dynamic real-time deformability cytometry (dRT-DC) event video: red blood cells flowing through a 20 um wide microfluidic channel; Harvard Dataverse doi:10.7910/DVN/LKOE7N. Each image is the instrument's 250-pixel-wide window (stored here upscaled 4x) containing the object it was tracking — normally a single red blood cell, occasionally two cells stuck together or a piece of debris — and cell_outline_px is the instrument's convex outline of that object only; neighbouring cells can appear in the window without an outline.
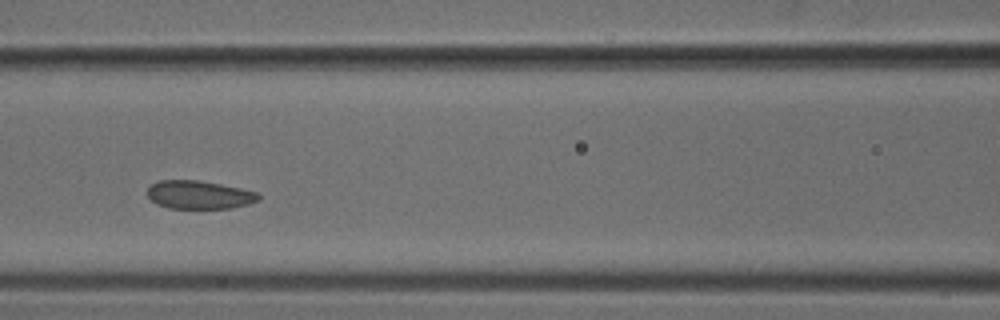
{"species": "common noctule bat (a hibernating species)", "species_latin": "Nyctalus noctula", "temperature_condition": "cold", "stored_images_in_passage": 6, "camera_frame_rate_fps": 3000, "um_per_image_px": 0.085, "animal": {"sex": "male", "body_mass_g": 18.8}, "frame": {"image": 1, "passage_image": 4, "time_ms": 1.0, "image_size_px": [1000, 320], "cell_outline_px": [[260, 200], [248, 204], [232, 208], [168, 208], [156, 204], [148, 196], [148, 188], [152, 184], [160, 180], [200, 180], [260, 192]], "centroid_in_image_um": [16.96, 16.56], "position_along_channel_um": 149.6, "area_um2": 18.38}}
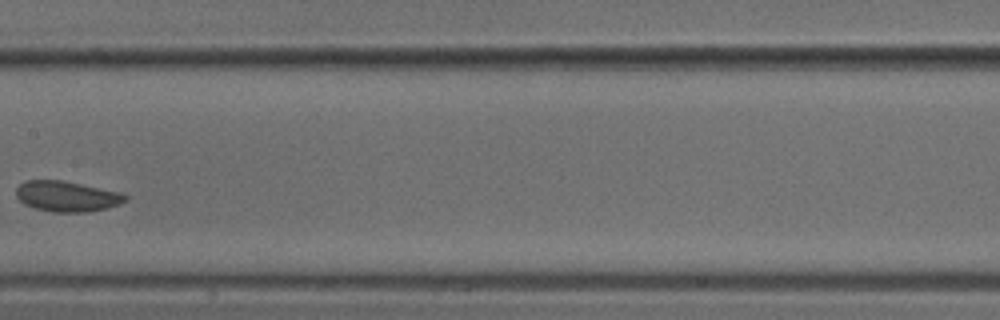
{"frame": {"image": 2, "passage_image": 5, "time_ms": 1.333, "image_size_px": [1000, 320], "cell_outline_px": [[128, 196], [124, 200], [108, 208], [88, 212], [52, 212], [36, 208], [24, 204], [16, 196], [16, 188], [24, 180], [60, 180], [120, 192]], "centroid_in_image_um": [5.64, 16.69], "position_along_channel_um": 201.8, "area_um2": 19.19}}
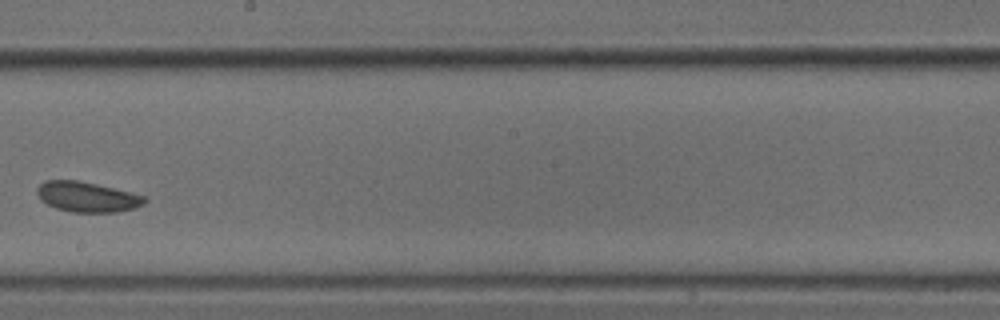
{"frame": {"image": 3, "passage_image": 6, "time_ms": 1.667, "image_size_px": [1000, 320], "cell_outline_px": [[148, 200], [144, 204], [136, 208], [116, 212], [72, 212], [56, 208], [40, 200], [36, 192], [36, 188], [44, 180], [76, 180], [96, 184], [144, 196]], "centroid_in_image_um": [7.38, 16.74], "position_along_channel_um": 240.8, "area_um2": 18.84}}